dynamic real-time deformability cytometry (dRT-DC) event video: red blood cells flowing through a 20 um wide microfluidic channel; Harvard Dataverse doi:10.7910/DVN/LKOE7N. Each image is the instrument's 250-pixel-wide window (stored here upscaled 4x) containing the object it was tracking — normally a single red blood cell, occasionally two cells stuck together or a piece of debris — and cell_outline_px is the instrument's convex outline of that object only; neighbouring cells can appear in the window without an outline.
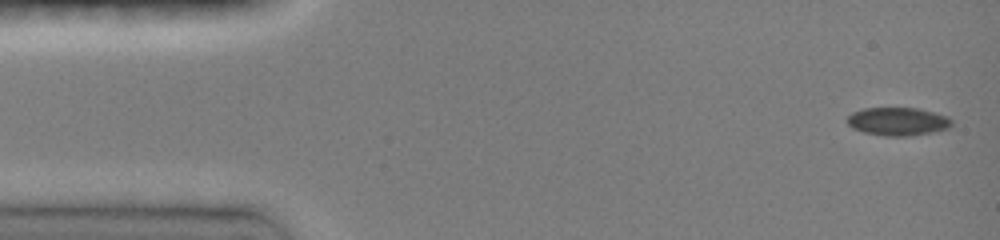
{"species": "common noctule bat (a hibernating species)", "species_latin": "Nyctalus noctula", "temperature_condition": "room temperature", "stored_images_in_passage": 8, "camera_frame_rate_fps": 3000, "um_per_image_px": 0.085, "animal": {"sex": "female", "body_mass_g": 19.0, "forearm_length_mm": 51.5}, "frame": {"image": 1, "passage_image": 1, "time_ms": 0.0, "image_size_px": [1000, 240], "cell_outline_px": [[952, 124], [948, 128], [932, 132], [908, 136], [884, 136], [864, 132], [852, 128], [848, 124], [848, 116], [852, 112], [864, 108], [916, 108], [948, 116], [952, 120]], "centroid_in_image_um": [76.31, 10.32], "position_along_channel_um": 8.7, "area_um2": 17.05}}
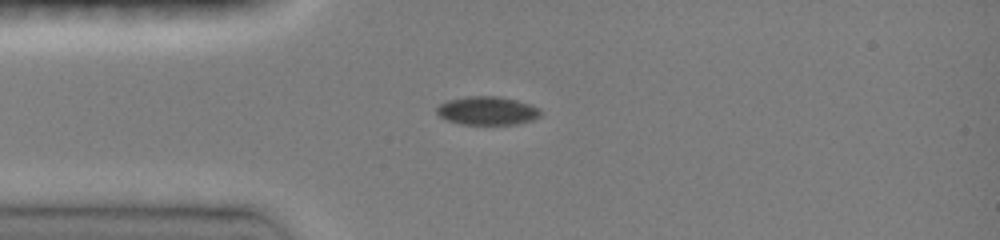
{"frame": {"image": 2, "passage_image": 6, "time_ms": 3.333, "image_size_px": [1000, 240], "cell_outline_px": [[540, 116], [532, 120], [516, 124], [460, 124], [444, 120], [436, 112], [436, 108], [440, 104], [448, 100], [468, 96], [500, 96], [516, 100], [540, 108]], "centroid_in_image_um": [41.39, 9.41], "position_along_channel_um": 43.6, "area_um2": 17.22}}